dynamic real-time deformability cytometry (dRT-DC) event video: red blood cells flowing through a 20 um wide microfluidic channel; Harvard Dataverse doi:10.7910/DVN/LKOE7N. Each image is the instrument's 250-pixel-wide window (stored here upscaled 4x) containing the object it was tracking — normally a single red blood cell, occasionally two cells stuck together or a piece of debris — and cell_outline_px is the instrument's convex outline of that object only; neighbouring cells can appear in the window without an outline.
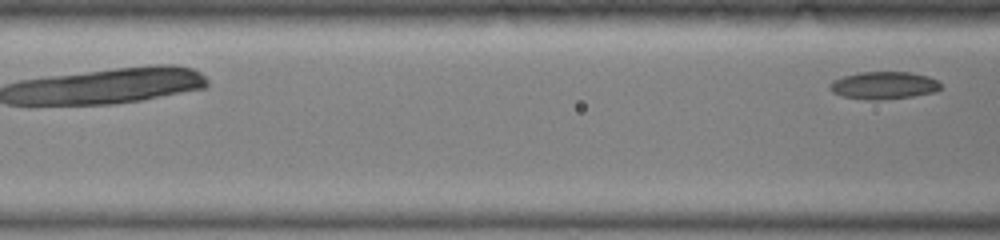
{"species": "common noctule bat (a hibernating species)", "species_latin": "Nyctalus noctula", "temperature_condition": "warm", "stored_images_in_passage": 8, "camera_frame_rate_fps": 3000, "um_per_image_px": 0.085, "animal": {"sex": "female", "body_mass_g": 19.0, "forearm_length_mm": 51.5}, "frame": {"image": 1, "passage_image": 8, "time_ms": 2.333, "image_size_px": [1000, 240], "cell_outline_px": [[940, 88], [936, 92], [912, 96], [880, 100], [864, 100], [840, 96], [832, 92], [828, 88], [828, 84], [832, 80], [856, 72], [912, 72], [928, 76], [936, 80], [940, 84]], "centroid_in_image_um": [75.06, 7.26], "position_along_channel_um": 91.5, "area_um2": 18.03}}